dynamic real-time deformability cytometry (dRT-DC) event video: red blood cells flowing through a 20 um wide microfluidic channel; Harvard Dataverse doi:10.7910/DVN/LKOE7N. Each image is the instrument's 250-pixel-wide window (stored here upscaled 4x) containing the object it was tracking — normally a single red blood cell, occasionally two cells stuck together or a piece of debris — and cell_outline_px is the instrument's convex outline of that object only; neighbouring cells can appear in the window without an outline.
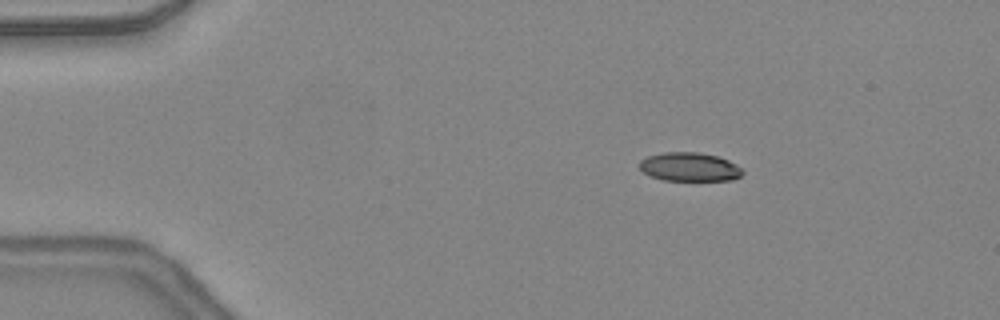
{"species": "common noctule bat (a hibernating species)", "species_latin": "Nyctalus noctula", "temperature_condition": "warm", "stored_images_in_passage": 47, "camera_frame_rate_fps": 3000, "um_per_image_px": 0.085, "animal": {"sex": "female", "body_mass_g": 24.6, "forearm_length_mm": 56.2}, "frame": {"image": 1, "passage_image": 8, "time_ms": 2.333, "image_size_px": [1000, 320], "cell_outline_px": [[744, 172], [740, 176], [732, 180], [664, 180], [652, 176], [644, 172], [640, 168], [640, 160], [648, 156], [664, 152], [696, 152], [716, 156], [728, 160], [744, 168]], "centroid_in_image_um": [58.65, 14.18], "position_along_channel_um": 26.4, "area_um2": 17.17}}
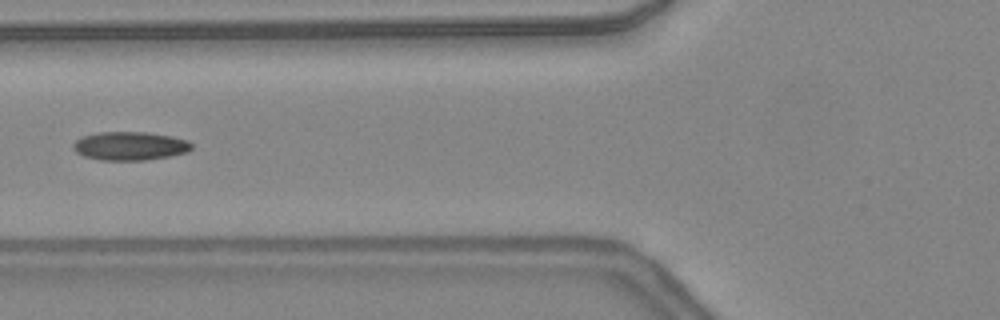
{"frame": {"image": 2, "passage_image": 19, "time_ms": 6.0, "image_size_px": [1000, 320], "cell_outline_px": [[192, 148], [188, 152], [168, 156], [144, 160], [100, 160], [84, 156], [76, 152], [72, 148], [72, 144], [76, 140], [84, 136], [96, 132], [148, 132], [172, 136], [188, 140], [192, 144]], "centroid_in_image_um": [11.04, 12.4], "position_along_channel_um": 114.8, "area_um2": 19.77}}
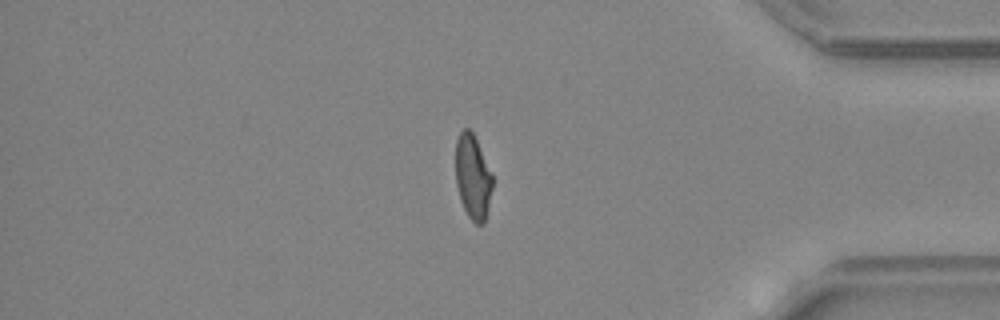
{"frame": {"image": 3, "passage_image": 40, "time_ms": 13.0, "image_size_px": [1000, 320], "cell_outline_px": [[492, 188], [488, 208], [484, 224], [476, 224], [468, 216], [460, 200], [456, 184], [456, 140], [460, 132], [464, 128], [468, 128], [472, 132], [476, 140], [492, 176]], "centroid_in_image_um": [40.17, 15.06], "position_along_channel_um": 395.0, "area_um2": 17.86}, "authors_computed_cell_mechanics": {"area_um2": 18.785, "velocity_mm_per_s": 4.4114, "shape_relaxation_time_tau1_ms": null, "shape_relaxation_time_tau2_ms": 1.8755, "deformation_change_tau1": null, "deformation_change_tau2": 0.0844}}